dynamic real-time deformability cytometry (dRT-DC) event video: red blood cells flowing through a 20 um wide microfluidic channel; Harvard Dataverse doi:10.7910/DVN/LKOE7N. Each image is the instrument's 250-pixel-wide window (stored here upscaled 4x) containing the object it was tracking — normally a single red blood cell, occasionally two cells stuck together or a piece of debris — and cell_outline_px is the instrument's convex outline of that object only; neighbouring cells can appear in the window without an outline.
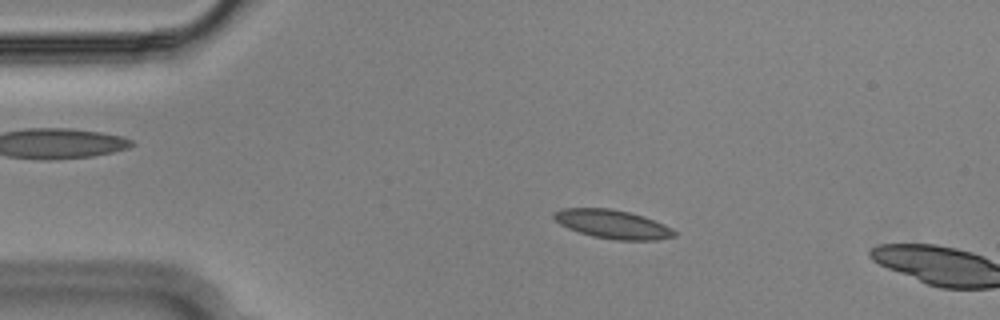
{"species": "Egyptian fruit bat (a non-hibernating species)", "species_latin": "Rousettus aegyptiacus", "temperature_condition": "cold", "stored_images_in_passage": 12, "camera_frame_rate_fps": 3000, "um_per_image_px": 0.085, "animal": {"sex": "male"}, "frame": {"image": 1, "passage_image": 10, "time_ms": 3.0, "image_size_px": [1000, 320], "cell_outline_px": [[676, 236], [656, 240], [616, 240], [592, 236], [568, 228], [560, 224], [552, 216], [552, 212], [560, 208], [612, 208], [644, 216], [664, 224], [672, 228], [676, 232]], "centroid_in_image_um": [52.06, 19.05], "position_along_channel_um": 32.9, "area_um2": 20.23}}